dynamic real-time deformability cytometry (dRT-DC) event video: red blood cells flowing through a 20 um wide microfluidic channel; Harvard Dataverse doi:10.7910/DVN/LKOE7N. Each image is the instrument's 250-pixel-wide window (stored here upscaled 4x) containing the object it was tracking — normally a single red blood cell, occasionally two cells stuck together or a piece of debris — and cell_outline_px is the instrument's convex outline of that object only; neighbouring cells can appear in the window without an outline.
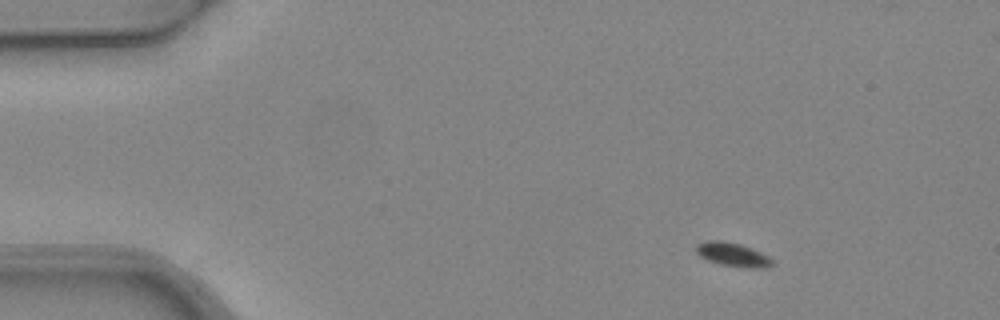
{"species": "common noctule bat (a hibernating species)", "species_latin": "Nyctalus noctula", "temperature_condition": "warm", "stored_images_in_passage": 3, "camera_frame_rate_fps": 3000, "um_per_image_px": 0.085, "animal": {"sex": "female", "body_mass_g": 24.6, "forearm_length_mm": 56.2}, "frame": {"image": 1, "passage_image": 1, "time_ms": 0.0, "image_size_px": [1000, 320], "cell_outline_px": [[772, 264], [764, 268], [748, 268], [720, 264], [708, 260], [700, 256], [696, 252], [696, 244], [708, 240], [720, 240], [740, 244], [752, 248], [768, 256], [772, 260]], "centroid_in_image_um": [62.26, 21.63], "position_along_channel_um": 22.7, "area_um2": 10.46}}